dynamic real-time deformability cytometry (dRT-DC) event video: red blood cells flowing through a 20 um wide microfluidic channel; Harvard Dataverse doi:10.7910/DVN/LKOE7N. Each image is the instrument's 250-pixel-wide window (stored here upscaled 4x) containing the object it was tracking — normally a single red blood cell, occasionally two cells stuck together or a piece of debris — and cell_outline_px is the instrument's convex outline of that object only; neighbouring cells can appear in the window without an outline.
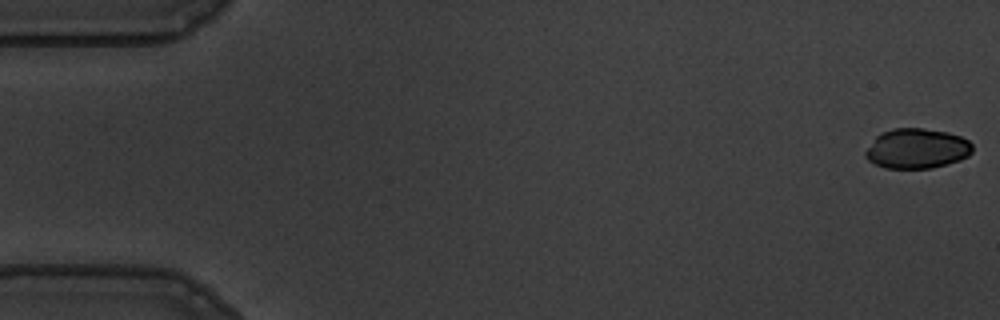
{"species": "common noctule bat (a hibernating species)", "species_latin": "Nyctalus noctula", "temperature_condition": "warm", "stored_images_in_passage": 10, "camera_frame_rate_fps": 3000, "um_per_image_px": 0.085, "animal": {"sex": "male", "body_mass_g": 19.5, "forearm_length_mm": 54.6}, "frame": {"image": 1, "passage_image": 1, "time_ms": 0.0, "image_size_px": [1000, 320], "cell_outline_px": [[972, 152], [968, 156], [960, 160], [932, 168], [884, 168], [868, 160], [864, 156], [864, 152], [876, 136], [892, 128], [924, 128], [948, 132], [960, 136], [968, 140], [972, 144]], "centroid_in_image_um": [77.93, 12.62], "position_along_channel_um": 7.1, "area_um2": 24.97}}